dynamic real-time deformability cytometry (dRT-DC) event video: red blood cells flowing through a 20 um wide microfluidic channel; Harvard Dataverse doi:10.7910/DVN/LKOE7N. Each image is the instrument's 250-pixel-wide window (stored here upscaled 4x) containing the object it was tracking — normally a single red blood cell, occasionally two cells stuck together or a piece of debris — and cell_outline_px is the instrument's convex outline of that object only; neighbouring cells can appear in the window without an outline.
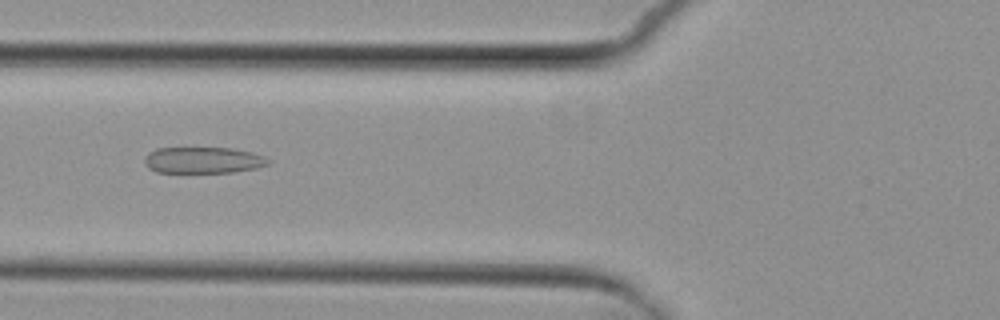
{"species": "common noctule bat (a hibernating species)", "species_latin": "Nyctalus noctula", "temperature_condition": "cold", "stored_images_in_passage": 7, "camera_frame_rate_fps": 3000, "um_per_image_px": 0.085, "animal": {"sex": "female", "body_mass_g": 29.2, "forearm_length_mm": 56.3}, "frame": {"image": 1, "passage_image": 6, "time_ms": 6.0, "image_size_px": [1000, 320], "cell_outline_px": [[272, 160], [268, 164], [256, 168], [232, 172], [156, 172], [148, 168], [144, 164], [144, 160], [148, 152], [156, 148], [232, 148], [252, 152], [264, 156]], "centroid_in_image_um": [17.26, 13.61], "position_along_channel_um": 108.5, "area_um2": 19.02}}
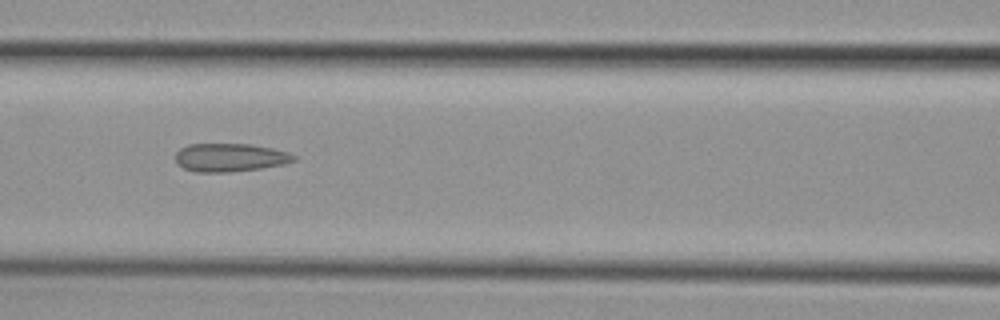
{"frame": {"image": 2, "passage_image": 7, "time_ms": 7.0, "image_size_px": [1000, 320], "cell_outline_px": [[296, 160], [284, 164], [260, 168], [228, 172], [196, 172], [184, 168], [176, 164], [176, 152], [180, 148], [188, 144], [252, 144], [272, 148], [288, 152], [296, 156]], "centroid_in_image_um": [19.54, 13.38], "position_along_channel_um": 147.1, "area_um2": 19.54}}